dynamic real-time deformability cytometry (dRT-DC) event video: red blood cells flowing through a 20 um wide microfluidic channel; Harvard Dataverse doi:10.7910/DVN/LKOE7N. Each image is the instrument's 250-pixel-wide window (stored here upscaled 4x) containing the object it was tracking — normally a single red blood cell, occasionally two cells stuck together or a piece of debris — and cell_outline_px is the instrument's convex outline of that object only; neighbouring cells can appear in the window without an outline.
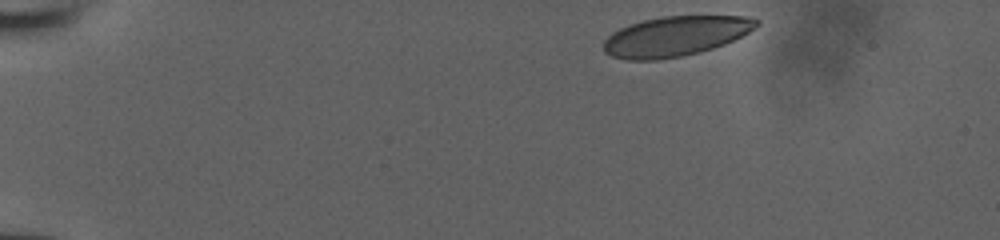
{"species": "human", "species_latin": "Homo sapiens", "temperature_condition": "room temperature", "stored_images_in_passage": 37, "camera_frame_rate_fps": 3000, "um_per_image_px": 0.085, "donor": {"sex": "male"}, "frame": {"image": 1, "passage_image": 1, "time_ms": 0.0, "image_size_px": [1000, 240], "cell_outline_px": [[760, 24], [748, 32], [724, 44], [700, 52], [680, 56], [656, 60], [624, 60], [612, 56], [604, 52], [604, 40], [612, 32], [628, 24], [644, 20], [664, 16], [752, 16], [760, 20]], "centroid_in_image_um": [57.4, 3.07], "position_along_channel_um": 27.6, "area_um2": 35.55}}
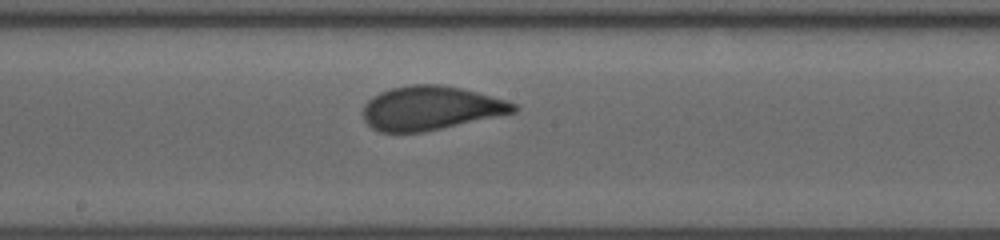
{"frame": {"image": 2, "passage_image": 22, "time_ms": 7.0, "image_size_px": [1000, 240], "cell_outline_px": [[520, 108], [516, 112], [424, 132], [380, 132], [372, 128], [364, 120], [364, 104], [372, 96], [380, 92], [392, 88], [412, 84], [440, 84], [460, 88], [476, 92], [504, 100], [516, 104]], "centroid_in_image_um": [36.59, 9.19], "position_along_channel_um": 211.6, "area_um2": 38.32}}
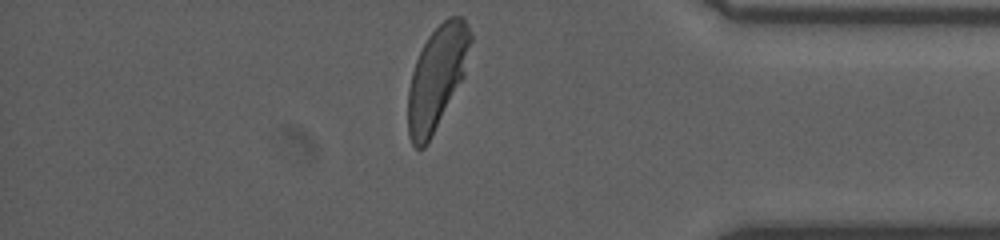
{"frame": {"image": 3, "passage_image": 37, "time_ms": 12.0, "image_size_px": [1000, 240], "cell_outline_px": [[472, 40], [464, 76], [428, 144], [424, 148], [416, 148], [412, 144], [408, 136], [408, 88], [412, 72], [416, 60], [428, 36], [448, 16], [460, 16], [468, 24], [472, 32]], "centroid_in_image_um": [37.14, 6.6], "position_along_channel_um": 398.1, "area_um2": 37.51}}